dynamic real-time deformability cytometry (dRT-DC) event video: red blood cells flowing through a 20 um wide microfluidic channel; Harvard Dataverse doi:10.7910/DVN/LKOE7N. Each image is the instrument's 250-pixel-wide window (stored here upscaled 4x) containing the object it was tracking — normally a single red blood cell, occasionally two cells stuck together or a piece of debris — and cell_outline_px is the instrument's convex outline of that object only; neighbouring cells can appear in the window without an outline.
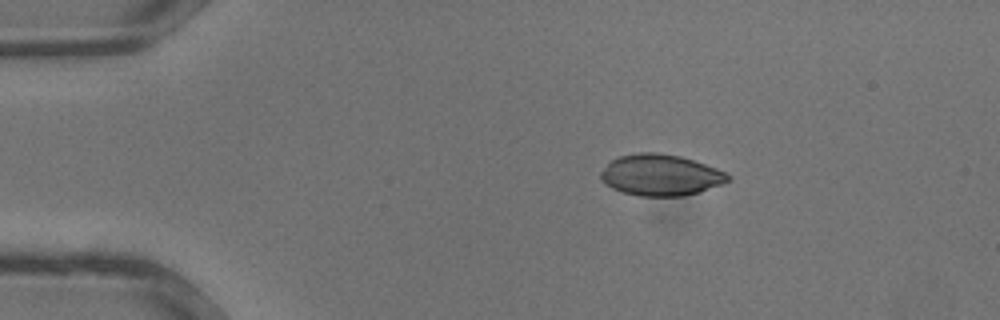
{"species": "common noctule bat (a hibernating species)", "species_latin": "Nyctalus noctula", "temperature_condition": "warm", "stored_images_in_passage": 32, "camera_frame_rate_fps": 3000, "um_per_image_px": 0.085, "animal": {"sex": "male", "body_mass_g": 13.3}, "frame": {"image": 1, "passage_image": 4, "time_ms": 1.0, "image_size_px": [1000, 320], "cell_outline_px": [[728, 180], [720, 184], [700, 192], [684, 196], [640, 196], [624, 192], [612, 188], [600, 180], [600, 172], [612, 160], [620, 156], [636, 152], [660, 152], [680, 156], [716, 168], [724, 172], [728, 176]], "centroid_in_image_um": [56.11, 14.87], "position_along_channel_um": 28.9, "area_um2": 30.35}}
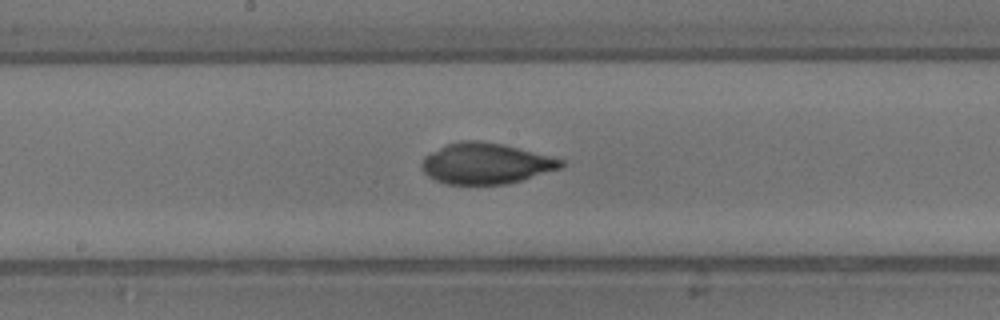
{"frame": {"image": 2, "passage_image": 16, "time_ms": 5.0, "image_size_px": [1000, 320], "cell_outline_px": [[564, 164], [560, 168], [508, 184], [444, 184], [428, 176], [420, 168], [420, 164], [424, 156], [444, 144], [460, 140], [480, 140], [504, 144], [564, 160]], "centroid_in_image_um": [41.23, 13.88], "position_along_channel_um": 207.0, "area_um2": 33.29}}
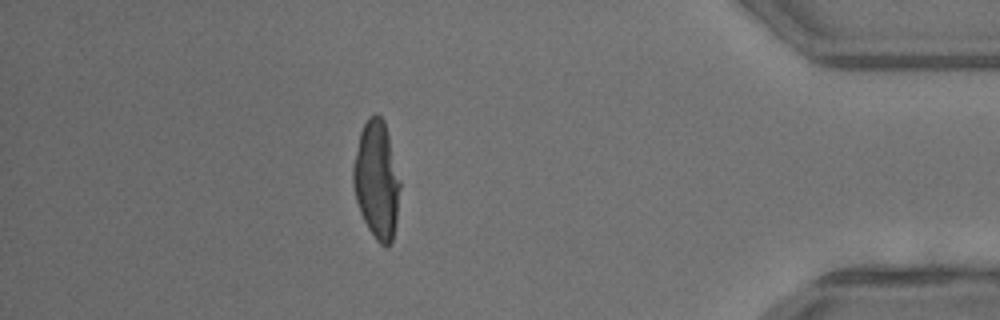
{"frame": {"image": 3, "passage_image": 28, "time_ms": 9.0, "image_size_px": [1000, 320], "cell_outline_px": [[400, 188], [396, 224], [392, 240], [388, 248], [380, 244], [376, 240], [368, 228], [360, 212], [356, 200], [352, 184], [352, 164], [360, 132], [368, 116], [376, 112], [384, 120], [400, 180]], "centroid_in_image_um": [32.0, 15.3], "position_along_channel_um": 403.2, "area_um2": 32.31}}